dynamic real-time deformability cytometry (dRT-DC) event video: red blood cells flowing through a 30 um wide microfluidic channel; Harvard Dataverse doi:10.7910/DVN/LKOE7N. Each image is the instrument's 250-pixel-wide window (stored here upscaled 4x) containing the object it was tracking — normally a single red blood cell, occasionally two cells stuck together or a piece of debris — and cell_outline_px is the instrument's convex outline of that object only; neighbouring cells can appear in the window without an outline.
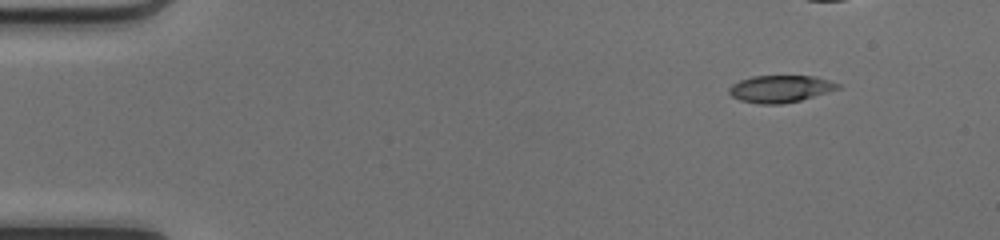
{"species": "common noctule bat (a hibernating species)", "species_latin": "Nyctalus noctula", "temperature_condition": "cold", "stored_images_in_passage": 35, "camera_frame_rate_fps": 3000, "um_per_image_px": 0.085, "animal": {"sex": "female", "body_mass_g": 17.0, "forearm_length_mm": 48.0}, "frame": {"image": 1, "passage_image": 1, "time_ms": 0.0, "image_size_px": [1000, 240], "cell_outline_px": [[840, 88], [800, 100], [780, 104], [760, 104], [740, 100], [732, 96], [728, 92], [728, 88], [732, 84], [740, 80], [752, 76], [816, 76], [840, 84]], "centroid_in_image_um": [66.3, 7.54], "position_along_channel_um": 18.7, "area_um2": 17.05}}
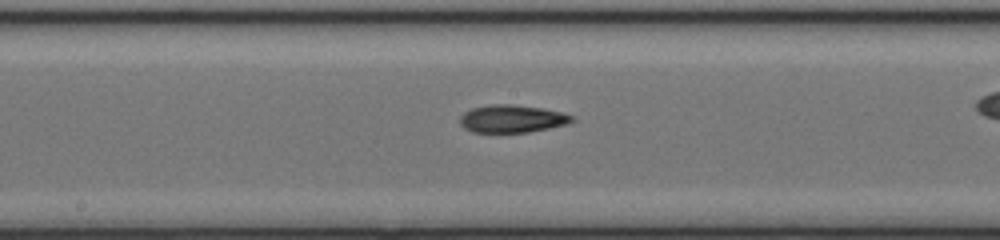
{"frame": {"image": 2, "passage_image": 22, "time_ms": 7.0, "image_size_px": [1000, 240], "cell_outline_px": [[576, 120], [568, 124], [528, 132], [472, 132], [464, 128], [460, 124], [460, 116], [464, 112], [472, 108], [492, 104], [512, 104], [544, 108], [560, 112], [572, 116]], "centroid_in_image_um": [43.52, 10.09], "position_along_channel_um": 204.7, "area_um2": 18.09}}
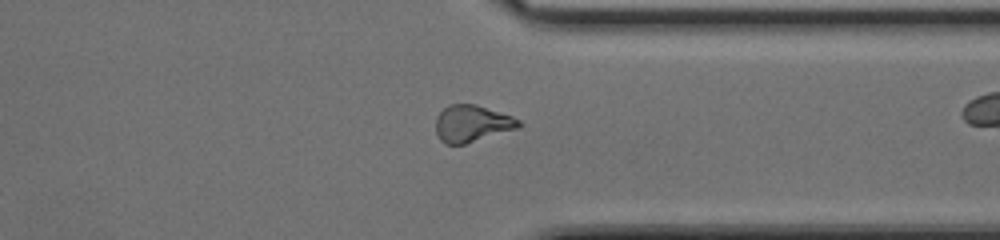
{"frame": {"image": 3, "passage_image": 34, "time_ms": 11.0, "image_size_px": [1000, 240], "cell_outline_px": [[524, 124], [520, 128], [464, 144], [444, 144], [440, 140], [436, 132], [436, 116], [448, 104], [476, 104], [512, 116], [520, 120]], "centroid_in_image_um": [40.14, 10.5], "position_along_channel_um": 371.3, "area_um2": 17.98}}